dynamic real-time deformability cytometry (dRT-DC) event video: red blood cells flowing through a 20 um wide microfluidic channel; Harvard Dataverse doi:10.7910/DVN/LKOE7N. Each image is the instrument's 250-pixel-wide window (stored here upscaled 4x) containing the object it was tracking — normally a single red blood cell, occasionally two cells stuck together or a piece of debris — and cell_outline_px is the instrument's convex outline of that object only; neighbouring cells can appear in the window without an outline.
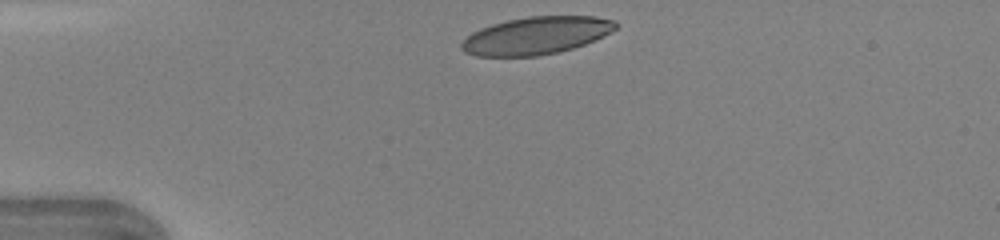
{"species": "human", "species_latin": "Homo sapiens", "temperature_condition": "warm", "stored_images_in_passage": 30, "camera_frame_rate_fps": 3000, "um_per_image_px": 0.085, "donor": {"sex": "female"}, "frame": {"image": 1, "passage_image": 1, "time_ms": 0.0, "image_size_px": [1000, 240], "cell_outline_px": [[616, 28], [584, 44], [560, 52], [536, 56], [476, 56], [464, 52], [460, 48], [460, 44], [472, 32], [480, 28], [492, 24], [508, 20], [528, 16], [596, 16], [616, 20]], "centroid_in_image_um": [45.53, 3.02], "position_along_channel_um": 39.5, "area_um2": 33.52}}
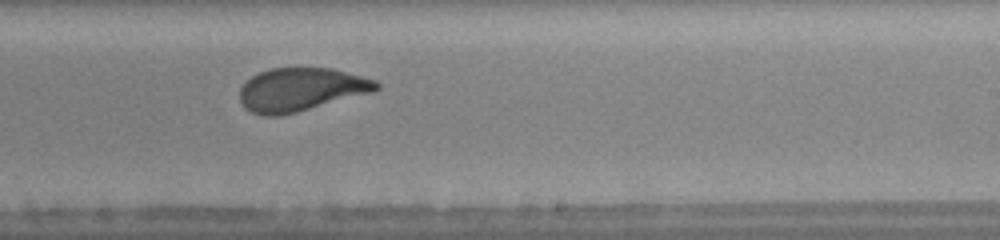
{"frame": {"image": 2, "passage_image": 19, "time_ms": 6.0, "image_size_px": [1000, 240], "cell_outline_px": [[380, 88], [376, 92], [280, 116], [264, 116], [252, 112], [244, 108], [240, 100], [240, 88], [252, 76], [260, 72], [272, 68], [332, 68], [376, 80], [380, 84]], "centroid_in_image_um": [25.61, 7.62], "position_along_channel_um": 263.4, "area_um2": 34.56}}
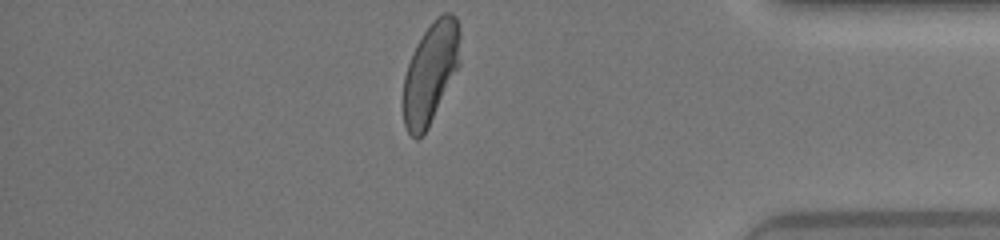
{"frame": {"image": 3, "passage_image": 30, "time_ms": 9.667, "image_size_px": [1000, 240], "cell_outline_px": [[460, 64], [428, 128], [416, 140], [408, 132], [404, 124], [404, 76], [412, 52], [416, 44], [432, 20], [436, 16], [444, 12], [452, 12], [456, 16], [460, 32]], "centroid_in_image_um": [36.62, 6.13], "position_along_channel_um": 398.6, "area_um2": 33.47}, "authors_computed_cell_mechanics": {"area_um2": 35.0268, "velocity_mm_per_s": 4.3739, "shape_relaxation_time_tau1_ms": 3.8923, "shape_relaxation_time_tau2_ms": null, "deformation_change_tau1": 0.1589, "deformation_change_tau2": null}}